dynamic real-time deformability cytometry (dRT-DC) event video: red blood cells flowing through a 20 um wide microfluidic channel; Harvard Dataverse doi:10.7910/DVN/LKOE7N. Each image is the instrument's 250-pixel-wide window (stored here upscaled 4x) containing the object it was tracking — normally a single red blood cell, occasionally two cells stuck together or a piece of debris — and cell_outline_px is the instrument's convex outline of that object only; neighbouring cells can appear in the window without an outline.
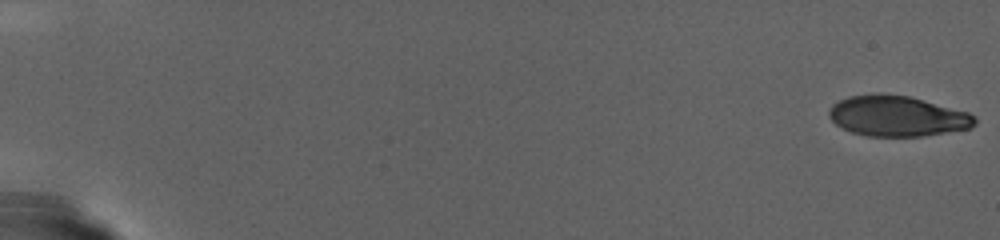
{"species": "human", "species_latin": "Homo sapiens", "temperature_condition": "warm", "stored_images_in_passage": 101, "camera_frame_rate_fps": 3000, "um_per_image_px": 0.085, "donor": {"sex": "female"}, "frame": {"image": 1, "passage_image": 1, "time_ms": 0.0, "image_size_px": [1000, 240], "cell_outline_px": [[976, 124], [972, 128], [924, 136], [868, 136], [852, 132], [836, 124], [828, 116], [828, 108], [832, 104], [848, 96], [908, 96], [968, 112], [976, 116]], "centroid_in_image_um": [76.3, 9.9], "position_along_channel_um": 8.7, "area_um2": 33.76}}
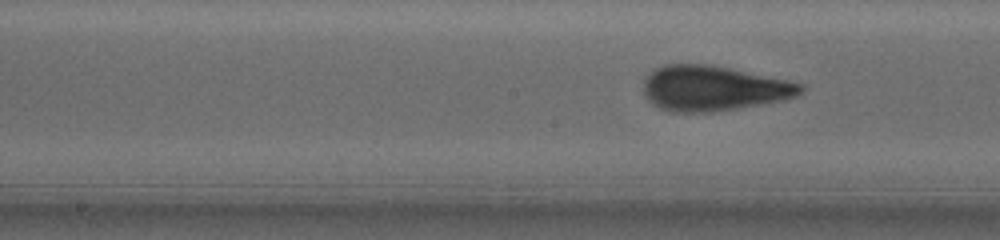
{"frame": {"image": 2, "passage_image": 54, "time_ms": 17.667, "image_size_px": [1000, 240], "cell_outline_px": [[804, 88], [796, 96], [784, 100], [712, 112], [672, 112], [660, 108], [652, 104], [648, 100], [644, 92], [644, 76], [656, 68], [664, 64], [708, 64], [728, 68], [804, 84]], "centroid_in_image_um": [60.58, 7.51], "position_along_channel_um": 187.6, "area_um2": 41.04}}
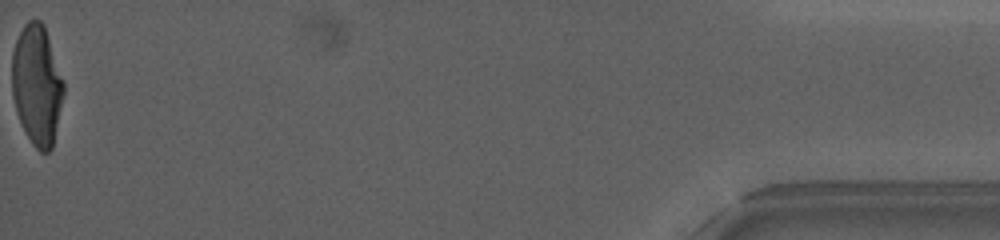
{"frame": {"image": 3, "passage_image": 101, "time_ms": 33.333, "image_size_px": [1000, 240], "cell_outline_px": [[64, 92], [52, 148], [48, 152], [40, 152], [32, 144], [24, 132], [12, 96], [12, 52], [16, 40], [24, 24], [28, 20], [40, 20], [44, 24], [64, 84]], "centroid_in_image_um": [3.13, 7.22], "position_along_channel_um": 432.1, "area_um2": 35.95}}